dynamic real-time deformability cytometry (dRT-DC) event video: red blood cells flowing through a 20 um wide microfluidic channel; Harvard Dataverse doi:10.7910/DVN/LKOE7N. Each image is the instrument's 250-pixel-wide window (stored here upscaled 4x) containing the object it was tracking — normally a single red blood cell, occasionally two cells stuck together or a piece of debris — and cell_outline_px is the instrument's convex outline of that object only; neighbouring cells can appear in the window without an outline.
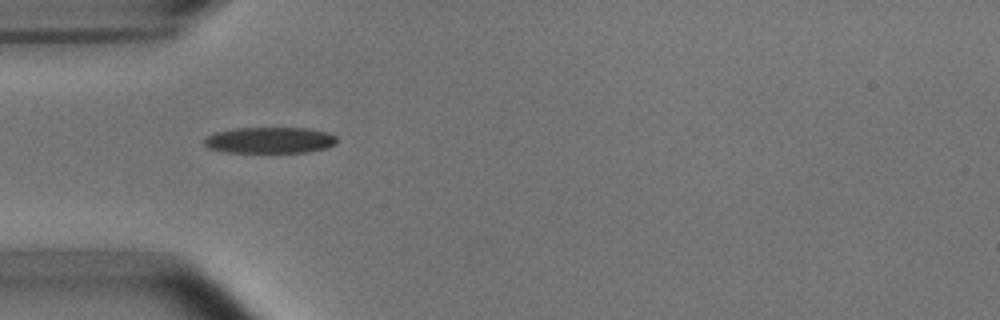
{"species": "common noctule bat (a hibernating species)", "species_latin": "Nyctalus noctula", "temperature_condition": "room temperature", "stored_images_in_passage": 38, "camera_frame_rate_fps": 3000, "um_per_image_px": 0.085, "animal": {"sex": "male", "body_mass_g": 15.6}, "frame": {"image": 1, "passage_image": 1, "time_ms": 0.0, "image_size_px": [1000, 320], "cell_outline_px": [[336, 144], [328, 148], [308, 152], [224, 152], [208, 148], [204, 144], [204, 140], [208, 136], [216, 132], [236, 128], [308, 128], [328, 132], [336, 136]], "centroid_in_image_um": [22.97, 11.92], "position_along_channel_um": 62.0, "area_um2": 20.29}}
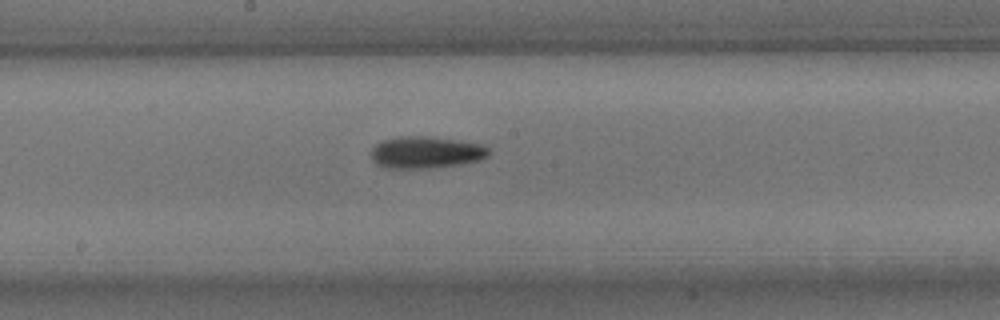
{"frame": {"image": 2, "passage_image": 13, "time_ms": 4.0, "image_size_px": [1000, 320], "cell_outline_px": [[492, 152], [488, 156], [480, 160], [460, 164], [428, 168], [384, 168], [376, 164], [372, 160], [372, 148], [380, 140], [396, 136], [428, 136], [480, 144], [488, 148]], "centroid_in_image_um": [36.17, 12.95], "position_along_channel_um": 212.0, "area_um2": 21.96}}
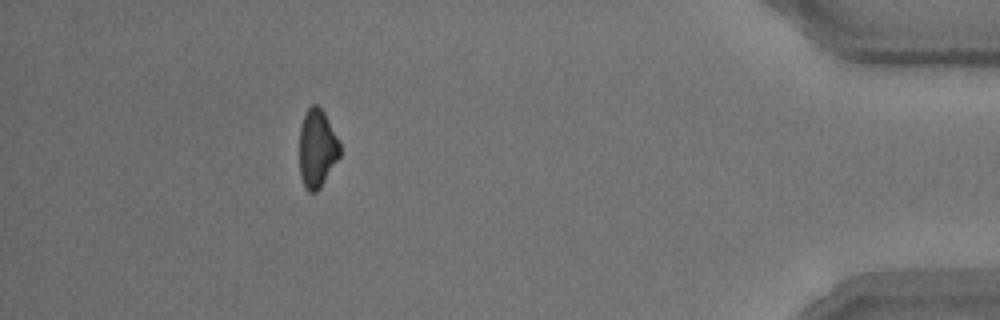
{"frame": {"image": 3, "passage_image": 33, "time_ms": 10.667, "image_size_px": [1000, 320], "cell_outline_px": [[340, 156], [320, 188], [316, 192], [308, 192], [304, 188], [300, 176], [300, 128], [304, 116], [308, 108], [312, 104], [316, 104], [324, 112], [340, 144]], "centroid_in_image_um": [26.94, 12.65], "position_along_channel_um": 408.3, "area_um2": 18.32}, "authors_computed_cell_mechanics": {"area_um2": 20.2878, "velocity_mm_per_s": 3.7606, "shape_relaxation_time_tau1_ms": 5.0547, "shape_relaxation_time_tau2_ms": 7.6673, "deformation_change_tau1": 0.1532, "deformation_change_tau2": 0.1723}}